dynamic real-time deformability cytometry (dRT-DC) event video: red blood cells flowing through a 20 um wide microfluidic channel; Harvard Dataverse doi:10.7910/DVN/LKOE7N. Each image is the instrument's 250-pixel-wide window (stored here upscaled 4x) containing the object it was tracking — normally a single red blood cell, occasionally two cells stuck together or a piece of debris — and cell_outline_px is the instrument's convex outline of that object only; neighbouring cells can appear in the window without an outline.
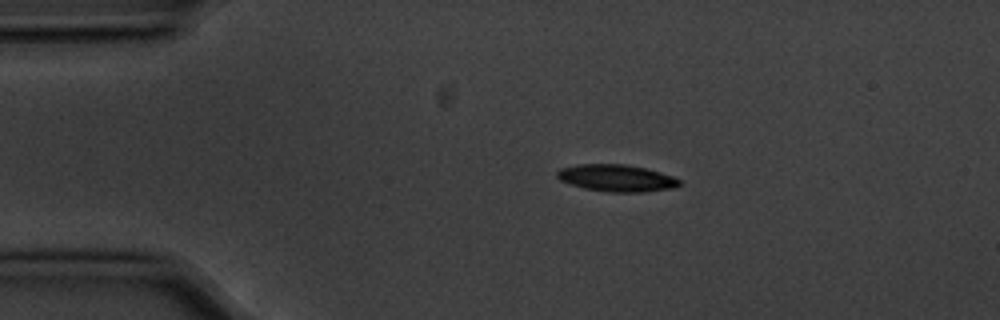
{"species": "common noctule bat (a hibernating species)", "species_latin": "Nyctalus noctula", "temperature_condition": "cold", "stored_images_in_passage": 9, "camera_frame_rate_fps": 3000, "um_per_image_px": 0.085, "animal": {"sex": "male", "body_mass_g": 20.1, "forearm_length_mm": 53.5}, "frame": {"image": 1, "passage_image": 2, "time_ms": 0.333, "image_size_px": [1000, 320], "cell_outline_px": [[680, 184], [672, 188], [644, 192], [608, 192], [584, 188], [560, 180], [556, 176], [556, 172], [560, 168], [576, 164], [624, 164], [644, 168], [660, 172], [672, 176], [680, 180]], "centroid_in_image_um": [52.38, 15.13], "position_along_channel_um": 32.6, "area_um2": 19.13}}
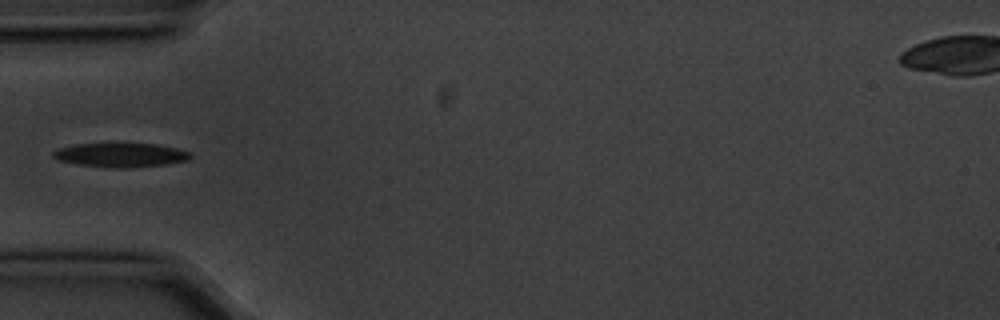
{"frame": {"image": 2, "passage_image": 4, "time_ms": 1.0, "image_size_px": [1000, 320], "cell_outline_px": [[192, 156], [188, 160], [164, 164], [128, 168], [116, 168], [80, 164], [56, 160], [52, 156], [52, 152], [60, 148], [76, 144], [156, 144], [176, 148], [188, 152]], "centroid_in_image_um": [10.24, 13.18], "position_along_channel_um": 74.8, "area_um2": 18.9}}
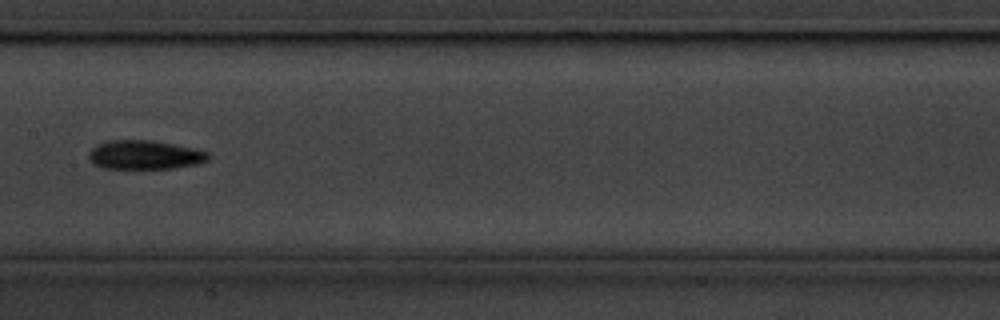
{"frame": {"image": 3, "passage_image": 7, "time_ms": 2.0, "image_size_px": [1000, 320], "cell_outline_px": [[208, 160], [196, 164], [176, 168], [104, 168], [88, 160], [88, 152], [96, 144], [108, 140], [152, 140], [192, 148], [208, 152]], "centroid_in_image_um": [12.25, 13.16], "position_along_channel_um": 195.1, "area_um2": 20.06}}